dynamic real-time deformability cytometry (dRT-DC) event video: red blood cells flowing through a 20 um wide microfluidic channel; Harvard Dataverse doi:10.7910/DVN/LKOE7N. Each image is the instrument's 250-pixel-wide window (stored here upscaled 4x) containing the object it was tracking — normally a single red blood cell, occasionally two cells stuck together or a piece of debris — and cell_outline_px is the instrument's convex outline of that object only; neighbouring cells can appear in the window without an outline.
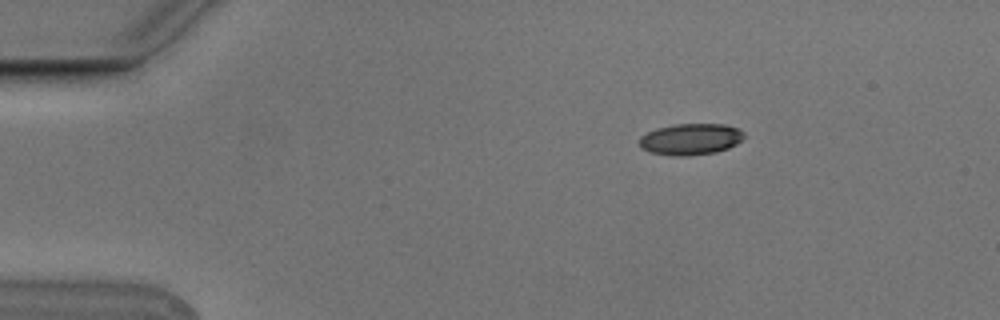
{"species": "Egyptian fruit bat (a non-hibernating species)", "species_latin": "Rousettus aegyptiacus", "temperature_condition": "cold", "stored_images_in_passage": 3, "camera_frame_rate_fps": 3000, "um_per_image_px": 0.085, "animal": {"sex": "male"}, "frame": {"image": 1, "passage_image": 1, "time_ms": 0.0, "image_size_px": [1000, 320], "cell_outline_px": [[744, 136], [736, 144], [728, 148], [716, 152], [688, 156], [672, 156], [652, 152], [640, 148], [640, 136], [656, 128], [676, 124], [724, 124], [736, 128], [744, 132]], "centroid_in_image_um": [58.69, 11.83], "position_along_channel_um": 26.3, "area_um2": 19.07}}